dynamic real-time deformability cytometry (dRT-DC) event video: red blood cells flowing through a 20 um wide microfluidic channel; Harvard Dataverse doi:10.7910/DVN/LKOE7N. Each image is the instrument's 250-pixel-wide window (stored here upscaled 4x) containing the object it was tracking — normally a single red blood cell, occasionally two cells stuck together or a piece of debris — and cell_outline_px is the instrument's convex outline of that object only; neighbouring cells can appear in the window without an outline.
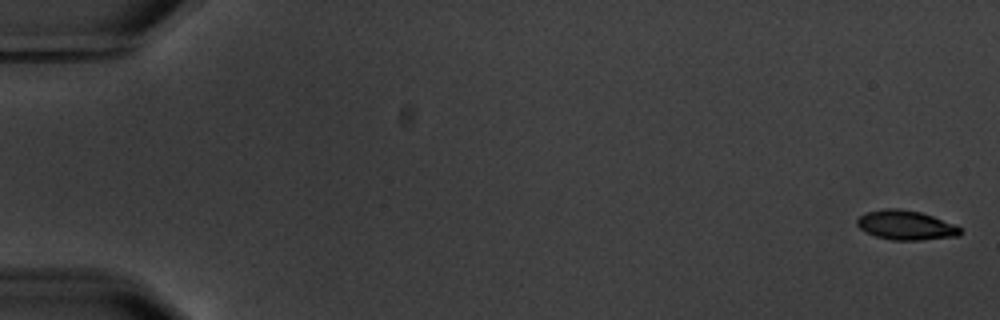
{"species": "common noctule bat (a hibernating species)", "species_latin": "Nyctalus noctula", "temperature_condition": "warm", "stored_images_in_passage": 5, "camera_frame_rate_fps": 3000, "um_per_image_px": 0.085, "animal": {"sex": "male", "body_mass_g": 20.1, "forearm_length_mm": 53.5}, "frame": {"image": 1, "passage_image": 1, "time_ms": 0.0, "image_size_px": [1000, 320], "cell_outline_px": [[964, 232], [960, 236], [920, 240], [892, 240], [876, 236], [860, 228], [856, 224], [856, 220], [860, 216], [868, 212], [884, 208], [900, 208], [920, 212], [956, 224]], "centroid_in_image_um": [77.04, 19.14], "position_along_channel_um": 8.0, "area_um2": 17.74}}
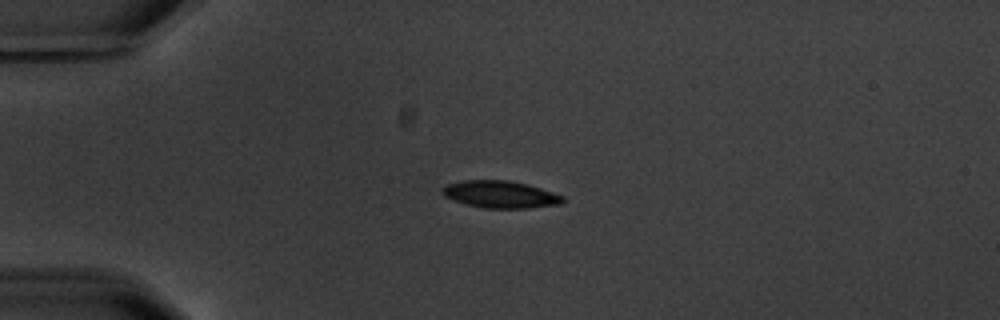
{"frame": {"image": 2, "passage_image": 5, "time_ms": 4.667, "image_size_px": [1000, 320], "cell_outline_px": [[564, 200], [560, 204], [528, 208], [484, 208], [468, 204], [444, 196], [440, 192], [448, 184], [464, 180], [508, 180], [528, 184], [564, 196]], "centroid_in_image_um": [42.55, 16.52], "position_along_channel_um": 42.4, "area_um2": 18.84}}